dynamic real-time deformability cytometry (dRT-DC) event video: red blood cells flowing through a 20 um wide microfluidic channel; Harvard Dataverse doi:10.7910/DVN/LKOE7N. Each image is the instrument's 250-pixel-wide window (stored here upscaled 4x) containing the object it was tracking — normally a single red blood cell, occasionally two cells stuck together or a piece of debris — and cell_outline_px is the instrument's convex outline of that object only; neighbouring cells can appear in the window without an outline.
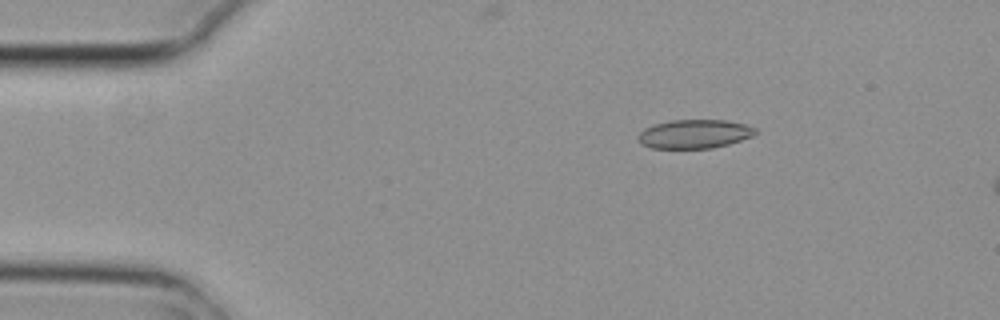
{"species": "common noctule bat (a hibernating species)", "species_latin": "Nyctalus noctula", "temperature_condition": "cold", "stored_images_in_passage": 6, "camera_frame_rate_fps": 3000, "um_per_image_px": 0.085, "animal": {"sex": "female", "body_mass_g": 29.2, "forearm_length_mm": 56.3}, "frame": {"image": 1, "passage_image": 3, "time_ms": 0.667, "image_size_px": [1000, 320], "cell_outline_px": [[760, 132], [752, 136], [728, 144], [712, 148], [652, 148], [640, 144], [636, 136], [644, 128], [656, 124], [672, 120], [724, 120], [744, 124], [756, 128]], "centroid_in_image_um": [59.02, 11.39], "position_along_channel_um": 26.0, "area_um2": 19.71}}